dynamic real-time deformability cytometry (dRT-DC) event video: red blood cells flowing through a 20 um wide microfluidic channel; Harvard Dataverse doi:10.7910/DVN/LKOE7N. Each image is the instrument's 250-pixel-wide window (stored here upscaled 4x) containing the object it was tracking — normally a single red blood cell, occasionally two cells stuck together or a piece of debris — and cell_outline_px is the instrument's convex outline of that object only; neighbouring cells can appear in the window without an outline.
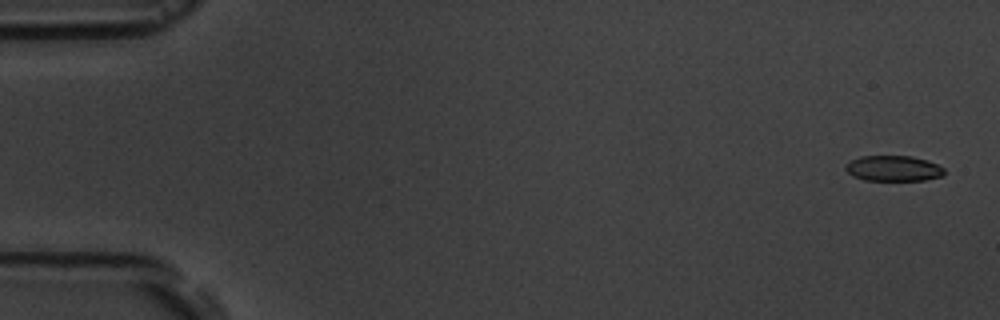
{"species": "common noctule bat (a hibernating species)", "species_latin": "Nyctalus noctula", "temperature_condition": "room temperature", "stored_images_in_passage": 4, "camera_frame_rate_fps": 3000, "um_per_image_px": 0.085, "animal": {"sex": "male", "body_mass_g": 19.5, "forearm_length_mm": 54.6}, "frame": {"image": 1, "passage_image": 1, "time_ms": 0.0, "image_size_px": [1000, 320], "cell_outline_px": [[944, 176], [924, 180], [864, 180], [852, 176], [844, 168], [844, 164], [860, 156], [912, 156], [928, 160], [944, 168]], "centroid_in_image_um": [75.93, 14.31], "position_along_channel_um": 9.1, "area_um2": 14.8}}
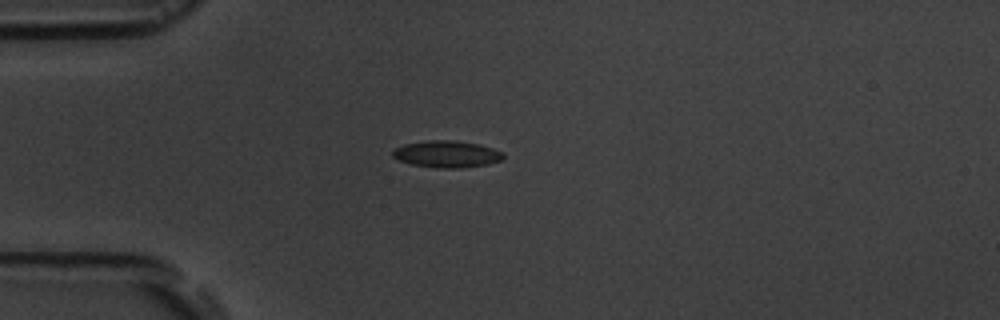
{"frame": {"image": 2, "passage_image": 4, "time_ms": 4.333, "image_size_px": [1000, 320], "cell_outline_px": [[504, 156], [500, 160], [488, 164], [460, 168], [436, 168], [412, 164], [400, 160], [392, 156], [392, 152], [396, 148], [404, 144], [428, 140], [456, 140], [480, 144], [504, 152]], "centroid_in_image_um": [37.99, 13.09], "position_along_channel_um": 47.0, "area_um2": 17.28}}